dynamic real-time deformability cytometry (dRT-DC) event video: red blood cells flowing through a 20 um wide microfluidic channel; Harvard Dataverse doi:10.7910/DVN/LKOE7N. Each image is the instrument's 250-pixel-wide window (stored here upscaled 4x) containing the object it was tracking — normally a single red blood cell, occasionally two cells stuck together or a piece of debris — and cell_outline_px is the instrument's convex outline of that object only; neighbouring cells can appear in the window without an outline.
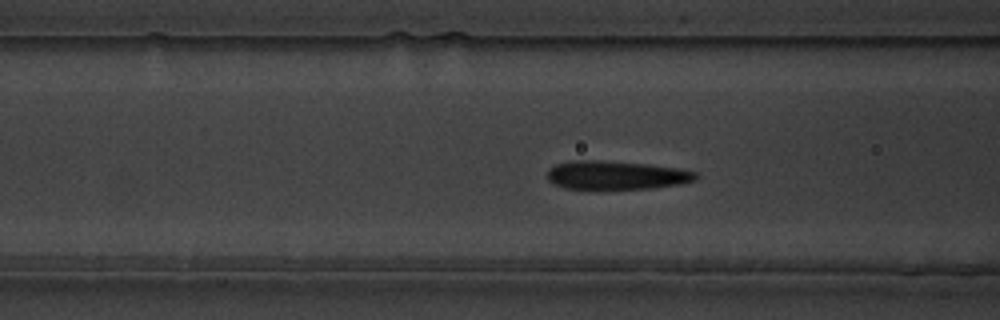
{"species": "common noctule bat (a hibernating species)", "species_latin": "Nyctalus noctula", "temperature_condition": "warm", "stored_images_in_passage": 57, "camera_frame_rate_fps": 3000, "um_per_image_px": 0.085, "animal": {"sex": "male", "body_mass_g": 19.5, "forearm_length_mm": 54.6}, "frame": {"image": 1, "passage_image": 20, "time_ms": 6.333, "image_size_px": [1000, 320], "cell_outline_px": [[700, 176], [696, 180], [680, 184], [652, 188], [564, 188], [552, 184], [548, 180], [548, 172], [556, 164], [568, 160], [600, 160], [648, 164], [680, 168], [696, 172]], "centroid_in_image_um": [52.41, 14.87], "position_along_channel_um": 114.2, "area_um2": 24.74}}
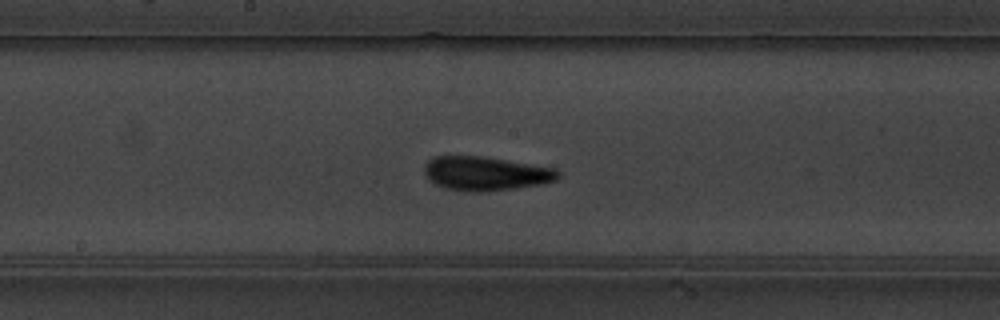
{"frame": {"image": 2, "passage_image": 28, "time_ms": 9.0, "image_size_px": [1000, 320], "cell_outline_px": [[560, 176], [556, 180], [544, 184], [516, 188], [480, 192], [464, 192], [444, 188], [436, 184], [424, 172], [424, 164], [432, 156], [480, 156], [556, 168], [560, 172]], "centroid_in_image_um": [41.29, 14.75], "position_along_channel_um": 206.9, "area_um2": 26.59}}
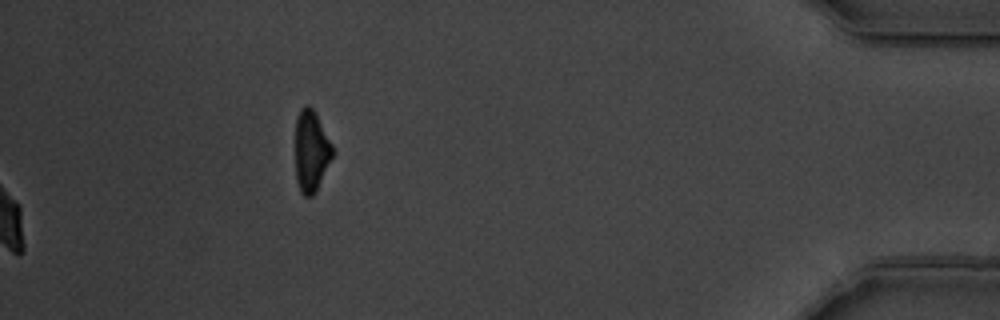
{"frame": {"image": 3, "passage_image": 57, "time_ms": 18.667, "image_size_px": [1000, 320], "cell_outline_px": [[332, 156], [316, 192], [312, 196], [304, 196], [300, 192], [296, 180], [296, 120], [300, 108], [304, 104], [308, 104], [316, 112], [332, 144]], "centroid_in_image_um": [26.44, 12.82], "position_along_channel_um": 408.8, "area_um2": 17.63}, "authors_computed_cell_mechanics": {"area_um2": 24.3338, "velocity_mm_per_s": 3.4704, "shape_relaxation_time_tau1_ms": 2.9806, "shape_relaxation_time_tau2_ms": 0.8931, "deformation_change_tau1": 0.1586, "deformation_change_tau2": 0.0778}}